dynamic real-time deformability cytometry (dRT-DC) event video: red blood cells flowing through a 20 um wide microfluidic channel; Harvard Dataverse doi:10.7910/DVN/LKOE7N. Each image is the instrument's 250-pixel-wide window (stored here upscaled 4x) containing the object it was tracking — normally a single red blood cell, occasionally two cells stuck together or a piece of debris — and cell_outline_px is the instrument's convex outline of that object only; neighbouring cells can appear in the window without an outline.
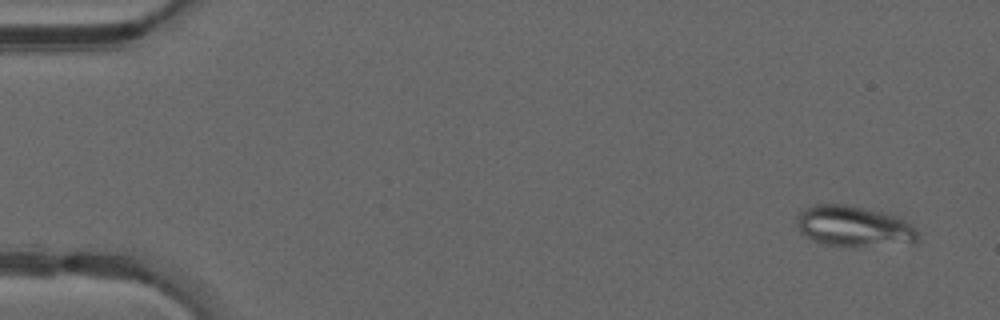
{"species": "common noctule bat (a hibernating species)", "species_latin": "Nyctalus noctula", "temperature_condition": "warm", "stored_images_in_passage": 49, "segment_of_instrument_passage": [1, 2], "camera_frame_rate_fps": 3000, "um_per_image_px": 0.085, "animal": {"sex": "male", "forearm_length_mm": 52.5}, "frame": {"image": 1, "passage_image": 3, "time_ms": 0.667, "image_size_px": [1000, 320], "cell_outline_px": [[920, 240], [860, 248], [844, 248], [820, 244], [812, 240], [800, 232], [796, 224], [796, 216], [804, 208], [816, 204], [848, 204], [896, 216], [904, 220], [916, 228], [920, 236]], "centroid_in_image_um": [72.52, 19.26], "position_along_channel_um": 12.5, "area_um2": 29.3}}